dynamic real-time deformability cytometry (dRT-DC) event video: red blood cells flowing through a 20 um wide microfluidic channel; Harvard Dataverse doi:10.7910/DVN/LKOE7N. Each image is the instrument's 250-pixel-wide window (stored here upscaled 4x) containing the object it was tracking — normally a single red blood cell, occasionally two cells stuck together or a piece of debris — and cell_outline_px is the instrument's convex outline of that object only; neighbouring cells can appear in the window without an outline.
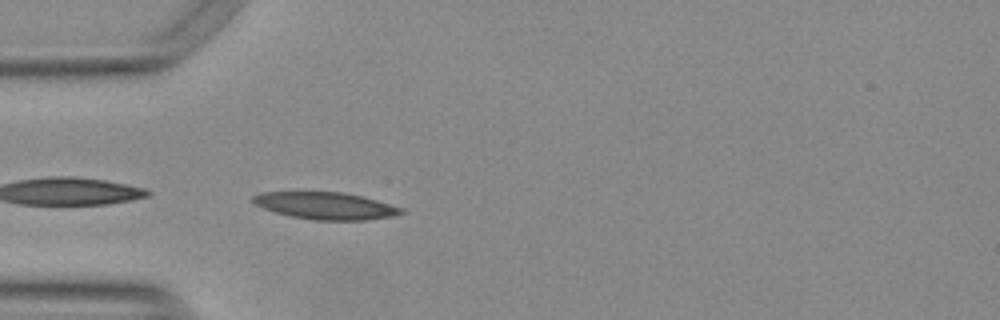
{"species": "Egyptian fruit bat (a non-hibernating species)", "species_latin": "Rousettus aegyptiacus", "temperature_condition": "warm", "stored_images_in_passage": 22, "camera_frame_rate_fps": 3000, "um_per_image_px": 0.085, "animal": {"sex": "female"}, "frame": {"image": 1, "passage_image": 1, "time_ms": 0.0, "image_size_px": [1000, 320], "cell_outline_px": [[404, 212], [392, 216], [368, 220], [312, 220], [292, 216], [276, 212], [264, 208], [256, 204], [252, 200], [252, 196], [260, 192], [340, 192], [360, 196], [376, 200], [404, 208]], "centroid_in_image_um": [27.68, 17.49], "position_along_channel_um": 57.3, "area_um2": 23.18}}
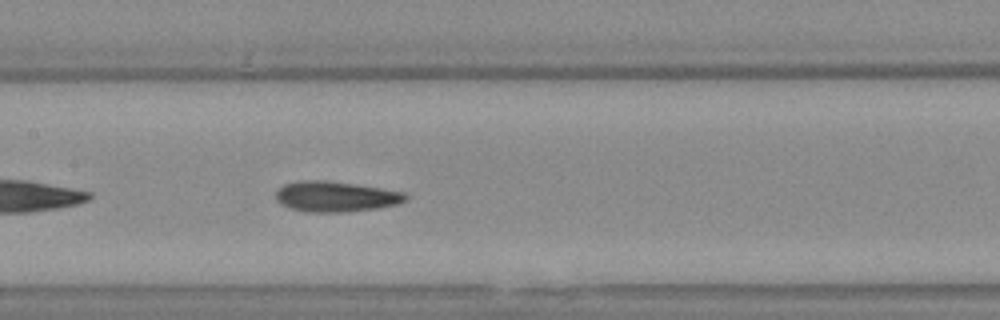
{"frame": {"image": 2, "passage_image": 11, "time_ms": 3.333, "image_size_px": [1000, 320], "cell_outline_px": [[408, 200], [400, 204], [376, 208], [348, 212], [308, 212], [288, 208], [276, 200], [276, 192], [284, 184], [304, 180], [324, 180], [380, 188], [404, 192], [408, 196]], "centroid_in_image_um": [28.55, 16.72], "position_along_channel_um": 178.8, "area_um2": 23.0}}